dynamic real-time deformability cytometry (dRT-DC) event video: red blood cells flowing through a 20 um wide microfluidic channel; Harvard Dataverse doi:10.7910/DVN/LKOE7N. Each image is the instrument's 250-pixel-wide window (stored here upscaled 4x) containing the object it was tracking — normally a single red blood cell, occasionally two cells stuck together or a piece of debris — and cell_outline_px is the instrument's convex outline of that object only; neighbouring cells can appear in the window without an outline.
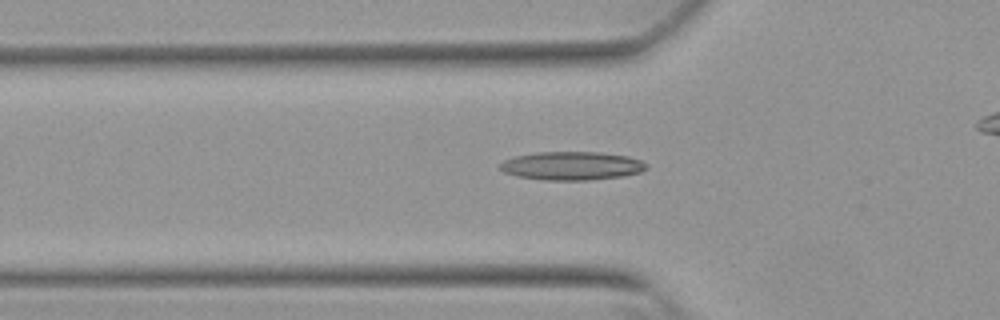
{"species": "Egyptian fruit bat (a non-hibernating species)", "species_latin": "Rousettus aegyptiacus", "temperature_condition": "warm", "stored_images_in_passage": 41, "camera_frame_rate_fps": 3000, "um_per_image_px": 0.085, "animal": {"sex": "female"}, "frame": {"image": 1, "passage_image": 12, "time_ms": 3.667, "image_size_px": [1000, 320], "cell_outline_px": [[648, 168], [640, 172], [624, 176], [588, 180], [544, 180], [516, 176], [504, 172], [500, 168], [500, 164], [504, 160], [516, 156], [536, 152], [600, 152], [628, 156], [640, 160], [648, 164]], "centroid_in_image_um": [48.62, 14.09], "position_along_channel_um": 77.2, "area_um2": 24.33}}
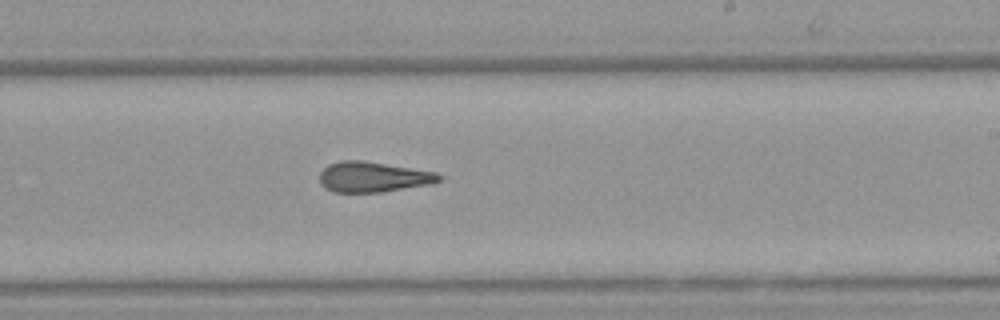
{"frame": {"image": 2, "passage_image": 26, "time_ms": 8.333, "image_size_px": [1000, 320], "cell_outline_px": [[444, 176], [440, 180], [432, 184], [380, 192], [332, 192], [324, 188], [320, 184], [320, 172], [328, 164], [340, 160], [364, 160], [436, 172]], "centroid_in_image_um": [31.7, 15.03], "position_along_channel_um": 257.3, "area_um2": 21.33}}
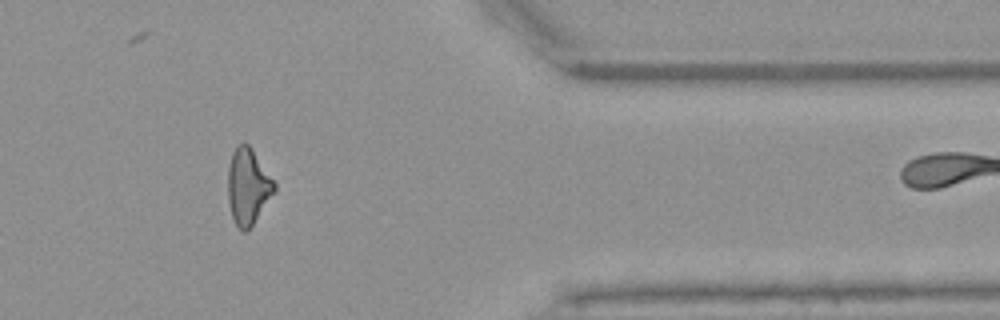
{"frame": {"image": 3, "passage_image": 38, "time_ms": 12.333, "image_size_px": [1000, 320], "cell_outline_px": [[276, 192], [248, 232], [244, 232], [236, 224], [232, 216], [228, 200], [228, 168], [232, 152], [236, 144], [244, 140], [252, 148], [276, 184]], "centroid_in_image_um": [21.09, 15.83], "position_along_channel_um": 390.3, "area_um2": 20.92}, "authors_computed_cell_mechanics": {"area_um2": 21.4438, "velocity_mm_per_s": 3.8608, "shape_relaxation_time_tau1_ms": null, "shape_relaxation_time_tau2_ms": 2.8146, "deformation_change_tau1": null, "deformation_change_tau2": 0.1475}}